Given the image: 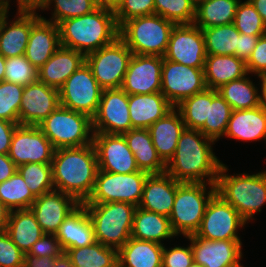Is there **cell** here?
<instances>
[{
	"label": "cell",
	"mask_w": 266,
	"mask_h": 267,
	"mask_svg": "<svg viewBox=\"0 0 266 267\" xmlns=\"http://www.w3.org/2000/svg\"><path fill=\"white\" fill-rule=\"evenodd\" d=\"M214 142L200 130L185 128L165 172L178 182L216 184L223 162L212 150Z\"/></svg>",
	"instance_id": "6da1fadb"
},
{
	"label": "cell",
	"mask_w": 266,
	"mask_h": 267,
	"mask_svg": "<svg viewBox=\"0 0 266 267\" xmlns=\"http://www.w3.org/2000/svg\"><path fill=\"white\" fill-rule=\"evenodd\" d=\"M51 166L55 190L71 195L80 204L88 200L98 172L93 143L81 147L56 149Z\"/></svg>",
	"instance_id": "7a4b0ae2"
},
{
	"label": "cell",
	"mask_w": 266,
	"mask_h": 267,
	"mask_svg": "<svg viewBox=\"0 0 266 267\" xmlns=\"http://www.w3.org/2000/svg\"><path fill=\"white\" fill-rule=\"evenodd\" d=\"M58 28L61 46L85 56L113 43L119 37L114 12L102 7L89 14L61 21Z\"/></svg>",
	"instance_id": "3957f363"
},
{
	"label": "cell",
	"mask_w": 266,
	"mask_h": 267,
	"mask_svg": "<svg viewBox=\"0 0 266 267\" xmlns=\"http://www.w3.org/2000/svg\"><path fill=\"white\" fill-rule=\"evenodd\" d=\"M222 163L216 182V193L232 205L248 223L266 203V171L257 174L228 175Z\"/></svg>",
	"instance_id": "277c9868"
},
{
	"label": "cell",
	"mask_w": 266,
	"mask_h": 267,
	"mask_svg": "<svg viewBox=\"0 0 266 267\" xmlns=\"http://www.w3.org/2000/svg\"><path fill=\"white\" fill-rule=\"evenodd\" d=\"M175 23L152 14L131 18L119 26V38L132 54L164 56Z\"/></svg>",
	"instance_id": "5b68a950"
},
{
	"label": "cell",
	"mask_w": 266,
	"mask_h": 267,
	"mask_svg": "<svg viewBox=\"0 0 266 267\" xmlns=\"http://www.w3.org/2000/svg\"><path fill=\"white\" fill-rule=\"evenodd\" d=\"M97 242L119 250L130 238L137 206L127 202L83 204Z\"/></svg>",
	"instance_id": "8992f818"
},
{
	"label": "cell",
	"mask_w": 266,
	"mask_h": 267,
	"mask_svg": "<svg viewBox=\"0 0 266 267\" xmlns=\"http://www.w3.org/2000/svg\"><path fill=\"white\" fill-rule=\"evenodd\" d=\"M215 193L216 184L191 182L177 184L175 201L169 216L171 227L177 236L182 234L186 237L198 231L206 206Z\"/></svg>",
	"instance_id": "52a82bcc"
},
{
	"label": "cell",
	"mask_w": 266,
	"mask_h": 267,
	"mask_svg": "<svg viewBox=\"0 0 266 267\" xmlns=\"http://www.w3.org/2000/svg\"><path fill=\"white\" fill-rule=\"evenodd\" d=\"M54 149L92 144V119L80 112L59 106L39 125Z\"/></svg>",
	"instance_id": "ba28073f"
},
{
	"label": "cell",
	"mask_w": 266,
	"mask_h": 267,
	"mask_svg": "<svg viewBox=\"0 0 266 267\" xmlns=\"http://www.w3.org/2000/svg\"><path fill=\"white\" fill-rule=\"evenodd\" d=\"M147 176L148 173L141 170L130 174H119L98 169L93 192L82 204L127 202L138 207Z\"/></svg>",
	"instance_id": "9c48e42d"
},
{
	"label": "cell",
	"mask_w": 266,
	"mask_h": 267,
	"mask_svg": "<svg viewBox=\"0 0 266 267\" xmlns=\"http://www.w3.org/2000/svg\"><path fill=\"white\" fill-rule=\"evenodd\" d=\"M132 55L118 37L113 43L87 54L85 62L103 89L121 88Z\"/></svg>",
	"instance_id": "30bf717a"
},
{
	"label": "cell",
	"mask_w": 266,
	"mask_h": 267,
	"mask_svg": "<svg viewBox=\"0 0 266 267\" xmlns=\"http://www.w3.org/2000/svg\"><path fill=\"white\" fill-rule=\"evenodd\" d=\"M102 91L84 62L59 89L60 106L84 113L92 119L97 113Z\"/></svg>",
	"instance_id": "8fae6325"
},
{
	"label": "cell",
	"mask_w": 266,
	"mask_h": 267,
	"mask_svg": "<svg viewBox=\"0 0 266 267\" xmlns=\"http://www.w3.org/2000/svg\"><path fill=\"white\" fill-rule=\"evenodd\" d=\"M247 222L238 211L215 193L209 200L198 231L194 234L206 240H241L240 227Z\"/></svg>",
	"instance_id": "7c38bea8"
},
{
	"label": "cell",
	"mask_w": 266,
	"mask_h": 267,
	"mask_svg": "<svg viewBox=\"0 0 266 267\" xmlns=\"http://www.w3.org/2000/svg\"><path fill=\"white\" fill-rule=\"evenodd\" d=\"M203 69L163 58L161 93L176 107L185 98L200 93L207 88Z\"/></svg>",
	"instance_id": "4fadbf2b"
},
{
	"label": "cell",
	"mask_w": 266,
	"mask_h": 267,
	"mask_svg": "<svg viewBox=\"0 0 266 267\" xmlns=\"http://www.w3.org/2000/svg\"><path fill=\"white\" fill-rule=\"evenodd\" d=\"M206 56L201 28L194 23L175 24L163 58L194 68H204Z\"/></svg>",
	"instance_id": "5bb4252c"
},
{
	"label": "cell",
	"mask_w": 266,
	"mask_h": 267,
	"mask_svg": "<svg viewBox=\"0 0 266 267\" xmlns=\"http://www.w3.org/2000/svg\"><path fill=\"white\" fill-rule=\"evenodd\" d=\"M92 129L93 133L121 135L132 129L128 94L122 88L103 89Z\"/></svg>",
	"instance_id": "9a60e30c"
},
{
	"label": "cell",
	"mask_w": 266,
	"mask_h": 267,
	"mask_svg": "<svg viewBox=\"0 0 266 267\" xmlns=\"http://www.w3.org/2000/svg\"><path fill=\"white\" fill-rule=\"evenodd\" d=\"M54 151L39 126L18 125L11 139L8 156L18 167L25 163H51Z\"/></svg>",
	"instance_id": "2e32d148"
},
{
	"label": "cell",
	"mask_w": 266,
	"mask_h": 267,
	"mask_svg": "<svg viewBox=\"0 0 266 267\" xmlns=\"http://www.w3.org/2000/svg\"><path fill=\"white\" fill-rule=\"evenodd\" d=\"M92 143L96 150L99 170L119 174L140 171L123 135L93 133Z\"/></svg>",
	"instance_id": "e0dca14e"
},
{
	"label": "cell",
	"mask_w": 266,
	"mask_h": 267,
	"mask_svg": "<svg viewBox=\"0 0 266 267\" xmlns=\"http://www.w3.org/2000/svg\"><path fill=\"white\" fill-rule=\"evenodd\" d=\"M162 65V56L133 54L121 88L128 95L161 92Z\"/></svg>",
	"instance_id": "ac0fdd59"
},
{
	"label": "cell",
	"mask_w": 266,
	"mask_h": 267,
	"mask_svg": "<svg viewBox=\"0 0 266 267\" xmlns=\"http://www.w3.org/2000/svg\"><path fill=\"white\" fill-rule=\"evenodd\" d=\"M59 106V90L40 81L24 86L19 108V125L38 126Z\"/></svg>",
	"instance_id": "d6986e66"
},
{
	"label": "cell",
	"mask_w": 266,
	"mask_h": 267,
	"mask_svg": "<svg viewBox=\"0 0 266 267\" xmlns=\"http://www.w3.org/2000/svg\"><path fill=\"white\" fill-rule=\"evenodd\" d=\"M190 240L193 259L204 267H241V240H206L195 235Z\"/></svg>",
	"instance_id": "ffe728a7"
},
{
	"label": "cell",
	"mask_w": 266,
	"mask_h": 267,
	"mask_svg": "<svg viewBox=\"0 0 266 267\" xmlns=\"http://www.w3.org/2000/svg\"><path fill=\"white\" fill-rule=\"evenodd\" d=\"M80 203L71 195L52 190L36 197L29 208L44 234H56L60 225Z\"/></svg>",
	"instance_id": "44dd1931"
},
{
	"label": "cell",
	"mask_w": 266,
	"mask_h": 267,
	"mask_svg": "<svg viewBox=\"0 0 266 267\" xmlns=\"http://www.w3.org/2000/svg\"><path fill=\"white\" fill-rule=\"evenodd\" d=\"M36 11L18 10L16 19L10 23L7 22V11L1 16L0 53L5 58L25 55L31 27L41 17Z\"/></svg>",
	"instance_id": "7402d4cb"
},
{
	"label": "cell",
	"mask_w": 266,
	"mask_h": 267,
	"mask_svg": "<svg viewBox=\"0 0 266 267\" xmlns=\"http://www.w3.org/2000/svg\"><path fill=\"white\" fill-rule=\"evenodd\" d=\"M60 46L58 25L41 16L31 27L25 57L39 69Z\"/></svg>",
	"instance_id": "603a6c76"
},
{
	"label": "cell",
	"mask_w": 266,
	"mask_h": 267,
	"mask_svg": "<svg viewBox=\"0 0 266 267\" xmlns=\"http://www.w3.org/2000/svg\"><path fill=\"white\" fill-rule=\"evenodd\" d=\"M178 183L167 172L148 174L138 207L169 217L175 201Z\"/></svg>",
	"instance_id": "cb8c5ba5"
},
{
	"label": "cell",
	"mask_w": 266,
	"mask_h": 267,
	"mask_svg": "<svg viewBox=\"0 0 266 267\" xmlns=\"http://www.w3.org/2000/svg\"><path fill=\"white\" fill-rule=\"evenodd\" d=\"M85 62V55L60 46L38 69V81L59 90L64 82Z\"/></svg>",
	"instance_id": "d4e9b609"
},
{
	"label": "cell",
	"mask_w": 266,
	"mask_h": 267,
	"mask_svg": "<svg viewBox=\"0 0 266 267\" xmlns=\"http://www.w3.org/2000/svg\"><path fill=\"white\" fill-rule=\"evenodd\" d=\"M132 129H148L174 106L161 93L128 95Z\"/></svg>",
	"instance_id": "484cf974"
},
{
	"label": "cell",
	"mask_w": 266,
	"mask_h": 267,
	"mask_svg": "<svg viewBox=\"0 0 266 267\" xmlns=\"http://www.w3.org/2000/svg\"><path fill=\"white\" fill-rule=\"evenodd\" d=\"M55 235L63 252L70 248L85 247L96 242L93 225L86 207L80 204L71 212Z\"/></svg>",
	"instance_id": "4316f807"
},
{
	"label": "cell",
	"mask_w": 266,
	"mask_h": 267,
	"mask_svg": "<svg viewBox=\"0 0 266 267\" xmlns=\"http://www.w3.org/2000/svg\"><path fill=\"white\" fill-rule=\"evenodd\" d=\"M224 136L241 141H266V108L232 110Z\"/></svg>",
	"instance_id": "83f0119b"
},
{
	"label": "cell",
	"mask_w": 266,
	"mask_h": 267,
	"mask_svg": "<svg viewBox=\"0 0 266 267\" xmlns=\"http://www.w3.org/2000/svg\"><path fill=\"white\" fill-rule=\"evenodd\" d=\"M184 129L182 116L175 107L148 128L157 154L165 164L173 157Z\"/></svg>",
	"instance_id": "f1b7e54d"
},
{
	"label": "cell",
	"mask_w": 266,
	"mask_h": 267,
	"mask_svg": "<svg viewBox=\"0 0 266 267\" xmlns=\"http://www.w3.org/2000/svg\"><path fill=\"white\" fill-rule=\"evenodd\" d=\"M203 70L206 87L216 90L248 75L246 62L235 55H207Z\"/></svg>",
	"instance_id": "f546056e"
},
{
	"label": "cell",
	"mask_w": 266,
	"mask_h": 267,
	"mask_svg": "<svg viewBox=\"0 0 266 267\" xmlns=\"http://www.w3.org/2000/svg\"><path fill=\"white\" fill-rule=\"evenodd\" d=\"M133 152L139 170L148 174H161L166 164L158 156L148 129H131L122 134Z\"/></svg>",
	"instance_id": "4dcf8cb0"
},
{
	"label": "cell",
	"mask_w": 266,
	"mask_h": 267,
	"mask_svg": "<svg viewBox=\"0 0 266 267\" xmlns=\"http://www.w3.org/2000/svg\"><path fill=\"white\" fill-rule=\"evenodd\" d=\"M163 244L130 238L118 250L121 267H162Z\"/></svg>",
	"instance_id": "1f68e13d"
},
{
	"label": "cell",
	"mask_w": 266,
	"mask_h": 267,
	"mask_svg": "<svg viewBox=\"0 0 266 267\" xmlns=\"http://www.w3.org/2000/svg\"><path fill=\"white\" fill-rule=\"evenodd\" d=\"M177 236L169 220V217L146 211L137 207L134 212L131 237L139 240L153 241L163 244V239H172Z\"/></svg>",
	"instance_id": "d6a6232c"
},
{
	"label": "cell",
	"mask_w": 266,
	"mask_h": 267,
	"mask_svg": "<svg viewBox=\"0 0 266 267\" xmlns=\"http://www.w3.org/2000/svg\"><path fill=\"white\" fill-rule=\"evenodd\" d=\"M6 232L24 254L44 234L30 209L12 210Z\"/></svg>",
	"instance_id": "836d02e7"
},
{
	"label": "cell",
	"mask_w": 266,
	"mask_h": 267,
	"mask_svg": "<svg viewBox=\"0 0 266 267\" xmlns=\"http://www.w3.org/2000/svg\"><path fill=\"white\" fill-rule=\"evenodd\" d=\"M64 263L68 267H114L118 264V250L96 241L89 246L66 250Z\"/></svg>",
	"instance_id": "e575fe53"
},
{
	"label": "cell",
	"mask_w": 266,
	"mask_h": 267,
	"mask_svg": "<svg viewBox=\"0 0 266 267\" xmlns=\"http://www.w3.org/2000/svg\"><path fill=\"white\" fill-rule=\"evenodd\" d=\"M240 0H196L194 24L201 29L233 23Z\"/></svg>",
	"instance_id": "d590c367"
},
{
	"label": "cell",
	"mask_w": 266,
	"mask_h": 267,
	"mask_svg": "<svg viewBox=\"0 0 266 267\" xmlns=\"http://www.w3.org/2000/svg\"><path fill=\"white\" fill-rule=\"evenodd\" d=\"M246 76L223 84L217 89L232 110L252 109L261 105L259 88Z\"/></svg>",
	"instance_id": "8d00e7d4"
},
{
	"label": "cell",
	"mask_w": 266,
	"mask_h": 267,
	"mask_svg": "<svg viewBox=\"0 0 266 267\" xmlns=\"http://www.w3.org/2000/svg\"><path fill=\"white\" fill-rule=\"evenodd\" d=\"M207 55H235L240 32L234 24L201 29Z\"/></svg>",
	"instance_id": "74e56055"
},
{
	"label": "cell",
	"mask_w": 266,
	"mask_h": 267,
	"mask_svg": "<svg viewBox=\"0 0 266 267\" xmlns=\"http://www.w3.org/2000/svg\"><path fill=\"white\" fill-rule=\"evenodd\" d=\"M212 89L194 94L182 100L175 108L180 112L185 128L200 130L208 118Z\"/></svg>",
	"instance_id": "f35d334b"
},
{
	"label": "cell",
	"mask_w": 266,
	"mask_h": 267,
	"mask_svg": "<svg viewBox=\"0 0 266 267\" xmlns=\"http://www.w3.org/2000/svg\"><path fill=\"white\" fill-rule=\"evenodd\" d=\"M35 199L36 197L18 171L8 180L0 183V201L11 211L29 209Z\"/></svg>",
	"instance_id": "ab89813d"
},
{
	"label": "cell",
	"mask_w": 266,
	"mask_h": 267,
	"mask_svg": "<svg viewBox=\"0 0 266 267\" xmlns=\"http://www.w3.org/2000/svg\"><path fill=\"white\" fill-rule=\"evenodd\" d=\"M231 113V106L218 90L212 89V103H209L208 118L200 131L213 141H218L225 134Z\"/></svg>",
	"instance_id": "60d3db41"
},
{
	"label": "cell",
	"mask_w": 266,
	"mask_h": 267,
	"mask_svg": "<svg viewBox=\"0 0 266 267\" xmlns=\"http://www.w3.org/2000/svg\"><path fill=\"white\" fill-rule=\"evenodd\" d=\"M17 171L35 197L54 190L51 163H25Z\"/></svg>",
	"instance_id": "b9f144b4"
},
{
	"label": "cell",
	"mask_w": 266,
	"mask_h": 267,
	"mask_svg": "<svg viewBox=\"0 0 266 267\" xmlns=\"http://www.w3.org/2000/svg\"><path fill=\"white\" fill-rule=\"evenodd\" d=\"M51 4L54 6V12L48 21L57 25L66 19L89 14L99 7L97 0H46L39 10L50 9Z\"/></svg>",
	"instance_id": "7bdbcfd3"
},
{
	"label": "cell",
	"mask_w": 266,
	"mask_h": 267,
	"mask_svg": "<svg viewBox=\"0 0 266 267\" xmlns=\"http://www.w3.org/2000/svg\"><path fill=\"white\" fill-rule=\"evenodd\" d=\"M155 14L175 24H192L195 19V0H154Z\"/></svg>",
	"instance_id": "ee69618b"
},
{
	"label": "cell",
	"mask_w": 266,
	"mask_h": 267,
	"mask_svg": "<svg viewBox=\"0 0 266 267\" xmlns=\"http://www.w3.org/2000/svg\"><path fill=\"white\" fill-rule=\"evenodd\" d=\"M233 24L240 33L245 35L266 34V26L249 0L244 2L240 0Z\"/></svg>",
	"instance_id": "f6af8a7d"
},
{
	"label": "cell",
	"mask_w": 266,
	"mask_h": 267,
	"mask_svg": "<svg viewBox=\"0 0 266 267\" xmlns=\"http://www.w3.org/2000/svg\"><path fill=\"white\" fill-rule=\"evenodd\" d=\"M24 86L0 81V119L19 124V108Z\"/></svg>",
	"instance_id": "bcb514c9"
},
{
	"label": "cell",
	"mask_w": 266,
	"mask_h": 267,
	"mask_svg": "<svg viewBox=\"0 0 266 267\" xmlns=\"http://www.w3.org/2000/svg\"><path fill=\"white\" fill-rule=\"evenodd\" d=\"M4 81L27 86L38 81V69L25 55L6 58Z\"/></svg>",
	"instance_id": "7dc6e473"
},
{
	"label": "cell",
	"mask_w": 266,
	"mask_h": 267,
	"mask_svg": "<svg viewBox=\"0 0 266 267\" xmlns=\"http://www.w3.org/2000/svg\"><path fill=\"white\" fill-rule=\"evenodd\" d=\"M114 14L118 26L134 17L155 14L154 0H125Z\"/></svg>",
	"instance_id": "c3c4849f"
},
{
	"label": "cell",
	"mask_w": 266,
	"mask_h": 267,
	"mask_svg": "<svg viewBox=\"0 0 266 267\" xmlns=\"http://www.w3.org/2000/svg\"><path fill=\"white\" fill-rule=\"evenodd\" d=\"M27 254L35 257H52L57 263L64 262V252L54 234H43Z\"/></svg>",
	"instance_id": "681fc988"
},
{
	"label": "cell",
	"mask_w": 266,
	"mask_h": 267,
	"mask_svg": "<svg viewBox=\"0 0 266 267\" xmlns=\"http://www.w3.org/2000/svg\"><path fill=\"white\" fill-rule=\"evenodd\" d=\"M0 267H24V253L6 231L0 232Z\"/></svg>",
	"instance_id": "f907efd6"
},
{
	"label": "cell",
	"mask_w": 266,
	"mask_h": 267,
	"mask_svg": "<svg viewBox=\"0 0 266 267\" xmlns=\"http://www.w3.org/2000/svg\"><path fill=\"white\" fill-rule=\"evenodd\" d=\"M193 260L191 245L175 246L169 249L165 248V245L163 247L162 267H189Z\"/></svg>",
	"instance_id": "816d5d0a"
},
{
	"label": "cell",
	"mask_w": 266,
	"mask_h": 267,
	"mask_svg": "<svg viewBox=\"0 0 266 267\" xmlns=\"http://www.w3.org/2000/svg\"><path fill=\"white\" fill-rule=\"evenodd\" d=\"M248 74L261 75L266 73V34L259 37V40L246 61Z\"/></svg>",
	"instance_id": "f5cc1de1"
},
{
	"label": "cell",
	"mask_w": 266,
	"mask_h": 267,
	"mask_svg": "<svg viewBox=\"0 0 266 267\" xmlns=\"http://www.w3.org/2000/svg\"><path fill=\"white\" fill-rule=\"evenodd\" d=\"M260 36L263 35H245L240 33L238 37V47L236 48V56L246 62L253 52Z\"/></svg>",
	"instance_id": "db71d44e"
},
{
	"label": "cell",
	"mask_w": 266,
	"mask_h": 267,
	"mask_svg": "<svg viewBox=\"0 0 266 267\" xmlns=\"http://www.w3.org/2000/svg\"><path fill=\"white\" fill-rule=\"evenodd\" d=\"M19 124L0 119V154H8L11 139L15 129Z\"/></svg>",
	"instance_id": "11a10c76"
},
{
	"label": "cell",
	"mask_w": 266,
	"mask_h": 267,
	"mask_svg": "<svg viewBox=\"0 0 266 267\" xmlns=\"http://www.w3.org/2000/svg\"><path fill=\"white\" fill-rule=\"evenodd\" d=\"M17 171V166L8 154H0V183L8 180Z\"/></svg>",
	"instance_id": "9f6ffc18"
},
{
	"label": "cell",
	"mask_w": 266,
	"mask_h": 267,
	"mask_svg": "<svg viewBox=\"0 0 266 267\" xmlns=\"http://www.w3.org/2000/svg\"><path fill=\"white\" fill-rule=\"evenodd\" d=\"M57 264L52 257H35L24 254V267H55Z\"/></svg>",
	"instance_id": "6f0895ef"
},
{
	"label": "cell",
	"mask_w": 266,
	"mask_h": 267,
	"mask_svg": "<svg viewBox=\"0 0 266 267\" xmlns=\"http://www.w3.org/2000/svg\"><path fill=\"white\" fill-rule=\"evenodd\" d=\"M18 9L38 10L46 0H16Z\"/></svg>",
	"instance_id": "680465c9"
},
{
	"label": "cell",
	"mask_w": 266,
	"mask_h": 267,
	"mask_svg": "<svg viewBox=\"0 0 266 267\" xmlns=\"http://www.w3.org/2000/svg\"><path fill=\"white\" fill-rule=\"evenodd\" d=\"M10 212L11 210L0 201V232L6 231Z\"/></svg>",
	"instance_id": "91938a15"
},
{
	"label": "cell",
	"mask_w": 266,
	"mask_h": 267,
	"mask_svg": "<svg viewBox=\"0 0 266 267\" xmlns=\"http://www.w3.org/2000/svg\"><path fill=\"white\" fill-rule=\"evenodd\" d=\"M125 0H97L98 6L115 12Z\"/></svg>",
	"instance_id": "94428289"
},
{
	"label": "cell",
	"mask_w": 266,
	"mask_h": 267,
	"mask_svg": "<svg viewBox=\"0 0 266 267\" xmlns=\"http://www.w3.org/2000/svg\"><path fill=\"white\" fill-rule=\"evenodd\" d=\"M266 26V0H249Z\"/></svg>",
	"instance_id": "6125c7cd"
},
{
	"label": "cell",
	"mask_w": 266,
	"mask_h": 267,
	"mask_svg": "<svg viewBox=\"0 0 266 267\" xmlns=\"http://www.w3.org/2000/svg\"><path fill=\"white\" fill-rule=\"evenodd\" d=\"M260 78L259 83L261 86V91H260V104L266 108V73L258 75Z\"/></svg>",
	"instance_id": "be15d7a7"
},
{
	"label": "cell",
	"mask_w": 266,
	"mask_h": 267,
	"mask_svg": "<svg viewBox=\"0 0 266 267\" xmlns=\"http://www.w3.org/2000/svg\"><path fill=\"white\" fill-rule=\"evenodd\" d=\"M6 58L0 53V81H4Z\"/></svg>",
	"instance_id": "e7e4bbea"
},
{
	"label": "cell",
	"mask_w": 266,
	"mask_h": 267,
	"mask_svg": "<svg viewBox=\"0 0 266 267\" xmlns=\"http://www.w3.org/2000/svg\"><path fill=\"white\" fill-rule=\"evenodd\" d=\"M10 0H0V9L9 12L8 8L10 9L9 5Z\"/></svg>",
	"instance_id": "03108f58"
},
{
	"label": "cell",
	"mask_w": 266,
	"mask_h": 267,
	"mask_svg": "<svg viewBox=\"0 0 266 267\" xmlns=\"http://www.w3.org/2000/svg\"><path fill=\"white\" fill-rule=\"evenodd\" d=\"M189 267H204L200 263H197L193 260V262L189 265Z\"/></svg>",
	"instance_id": "003e7915"
},
{
	"label": "cell",
	"mask_w": 266,
	"mask_h": 267,
	"mask_svg": "<svg viewBox=\"0 0 266 267\" xmlns=\"http://www.w3.org/2000/svg\"><path fill=\"white\" fill-rule=\"evenodd\" d=\"M55 267H68V266L64 262H60Z\"/></svg>",
	"instance_id": "a7ac6f4b"
},
{
	"label": "cell",
	"mask_w": 266,
	"mask_h": 267,
	"mask_svg": "<svg viewBox=\"0 0 266 267\" xmlns=\"http://www.w3.org/2000/svg\"><path fill=\"white\" fill-rule=\"evenodd\" d=\"M6 11H4L3 9H0V19H1V16L5 13Z\"/></svg>",
	"instance_id": "89a4df30"
}]
</instances>
